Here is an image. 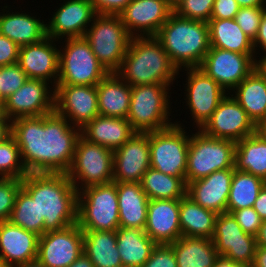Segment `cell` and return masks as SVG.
<instances>
[{
	"label": "cell",
	"mask_w": 266,
	"mask_h": 267,
	"mask_svg": "<svg viewBox=\"0 0 266 267\" xmlns=\"http://www.w3.org/2000/svg\"><path fill=\"white\" fill-rule=\"evenodd\" d=\"M187 71L185 87L186 104L192 114L194 125L200 129L216 110L220 101L229 93L198 67Z\"/></svg>",
	"instance_id": "obj_16"
},
{
	"label": "cell",
	"mask_w": 266,
	"mask_h": 267,
	"mask_svg": "<svg viewBox=\"0 0 266 267\" xmlns=\"http://www.w3.org/2000/svg\"><path fill=\"white\" fill-rule=\"evenodd\" d=\"M256 245L266 247V220L262 221V225L256 235Z\"/></svg>",
	"instance_id": "obj_55"
},
{
	"label": "cell",
	"mask_w": 266,
	"mask_h": 267,
	"mask_svg": "<svg viewBox=\"0 0 266 267\" xmlns=\"http://www.w3.org/2000/svg\"><path fill=\"white\" fill-rule=\"evenodd\" d=\"M69 267H94L90 259L83 252Z\"/></svg>",
	"instance_id": "obj_56"
},
{
	"label": "cell",
	"mask_w": 266,
	"mask_h": 267,
	"mask_svg": "<svg viewBox=\"0 0 266 267\" xmlns=\"http://www.w3.org/2000/svg\"><path fill=\"white\" fill-rule=\"evenodd\" d=\"M236 143L214 138L200 129L192 136L187 154L186 185L217 170L235 168Z\"/></svg>",
	"instance_id": "obj_7"
},
{
	"label": "cell",
	"mask_w": 266,
	"mask_h": 267,
	"mask_svg": "<svg viewBox=\"0 0 266 267\" xmlns=\"http://www.w3.org/2000/svg\"><path fill=\"white\" fill-rule=\"evenodd\" d=\"M38 240V235L9 220L0 222V260L7 267H13L36 259Z\"/></svg>",
	"instance_id": "obj_25"
},
{
	"label": "cell",
	"mask_w": 266,
	"mask_h": 267,
	"mask_svg": "<svg viewBox=\"0 0 266 267\" xmlns=\"http://www.w3.org/2000/svg\"><path fill=\"white\" fill-rule=\"evenodd\" d=\"M40 79H28L3 101V114L11 121L20 117H38L54 112V88Z\"/></svg>",
	"instance_id": "obj_15"
},
{
	"label": "cell",
	"mask_w": 266,
	"mask_h": 267,
	"mask_svg": "<svg viewBox=\"0 0 266 267\" xmlns=\"http://www.w3.org/2000/svg\"><path fill=\"white\" fill-rule=\"evenodd\" d=\"M22 179L0 178V222L10 218Z\"/></svg>",
	"instance_id": "obj_42"
},
{
	"label": "cell",
	"mask_w": 266,
	"mask_h": 267,
	"mask_svg": "<svg viewBox=\"0 0 266 267\" xmlns=\"http://www.w3.org/2000/svg\"><path fill=\"white\" fill-rule=\"evenodd\" d=\"M83 252L94 267L122 265L117 251L116 231L83 230Z\"/></svg>",
	"instance_id": "obj_32"
},
{
	"label": "cell",
	"mask_w": 266,
	"mask_h": 267,
	"mask_svg": "<svg viewBox=\"0 0 266 267\" xmlns=\"http://www.w3.org/2000/svg\"><path fill=\"white\" fill-rule=\"evenodd\" d=\"M99 115L127 119L131 86L117 73H109L97 85Z\"/></svg>",
	"instance_id": "obj_28"
},
{
	"label": "cell",
	"mask_w": 266,
	"mask_h": 267,
	"mask_svg": "<svg viewBox=\"0 0 266 267\" xmlns=\"http://www.w3.org/2000/svg\"><path fill=\"white\" fill-rule=\"evenodd\" d=\"M96 14L119 15L132 0H90Z\"/></svg>",
	"instance_id": "obj_48"
},
{
	"label": "cell",
	"mask_w": 266,
	"mask_h": 267,
	"mask_svg": "<svg viewBox=\"0 0 266 267\" xmlns=\"http://www.w3.org/2000/svg\"><path fill=\"white\" fill-rule=\"evenodd\" d=\"M55 111L12 120L11 135L28 173H67L74 159L81 129Z\"/></svg>",
	"instance_id": "obj_1"
},
{
	"label": "cell",
	"mask_w": 266,
	"mask_h": 267,
	"mask_svg": "<svg viewBox=\"0 0 266 267\" xmlns=\"http://www.w3.org/2000/svg\"><path fill=\"white\" fill-rule=\"evenodd\" d=\"M239 8L236 0H215L210 19H235Z\"/></svg>",
	"instance_id": "obj_49"
},
{
	"label": "cell",
	"mask_w": 266,
	"mask_h": 267,
	"mask_svg": "<svg viewBox=\"0 0 266 267\" xmlns=\"http://www.w3.org/2000/svg\"><path fill=\"white\" fill-rule=\"evenodd\" d=\"M256 133L266 141V118L256 125Z\"/></svg>",
	"instance_id": "obj_59"
},
{
	"label": "cell",
	"mask_w": 266,
	"mask_h": 267,
	"mask_svg": "<svg viewBox=\"0 0 266 267\" xmlns=\"http://www.w3.org/2000/svg\"><path fill=\"white\" fill-rule=\"evenodd\" d=\"M173 12L165 0H132L119 16L132 37H147L156 36Z\"/></svg>",
	"instance_id": "obj_20"
},
{
	"label": "cell",
	"mask_w": 266,
	"mask_h": 267,
	"mask_svg": "<svg viewBox=\"0 0 266 267\" xmlns=\"http://www.w3.org/2000/svg\"><path fill=\"white\" fill-rule=\"evenodd\" d=\"M253 209L258 213L263 221L266 220V184L259 192V195L254 202Z\"/></svg>",
	"instance_id": "obj_51"
},
{
	"label": "cell",
	"mask_w": 266,
	"mask_h": 267,
	"mask_svg": "<svg viewBox=\"0 0 266 267\" xmlns=\"http://www.w3.org/2000/svg\"><path fill=\"white\" fill-rule=\"evenodd\" d=\"M67 175L78 192L91 185L113 182V151L80 136Z\"/></svg>",
	"instance_id": "obj_11"
},
{
	"label": "cell",
	"mask_w": 266,
	"mask_h": 267,
	"mask_svg": "<svg viewBox=\"0 0 266 267\" xmlns=\"http://www.w3.org/2000/svg\"><path fill=\"white\" fill-rule=\"evenodd\" d=\"M0 13V34L12 40L19 47L34 44L47 37L45 22L27 13Z\"/></svg>",
	"instance_id": "obj_29"
},
{
	"label": "cell",
	"mask_w": 266,
	"mask_h": 267,
	"mask_svg": "<svg viewBox=\"0 0 266 267\" xmlns=\"http://www.w3.org/2000/svg\"><path fill=\"white\" fill-rule=\"evenodd\" d=\"M13 267H46V266L36 258L34 260H31V261L17 264Z\"/></svg>",
	"instance_id": "obj_60"
},
{
	"label": "cell",
	"mask_w": 266,
	"mask_h": 267,
	"mask_svg": "<svg viewBox=\"0 0 266 267\" xmlns=\"http://www.w3.org/2000/svg\"><path fill=\"white\" fill-rule=\"evenodd\" d=\"M84 38L105 69L109 73H116L122 65L132 36L119 15L97 14Z\"/></svg>",
	"instance_id": "obj_6"
},
{
	"label": "cell",
	"mask_w": 266,
	"mask_h": 267,
	"mask_svg": "<svg viewBox=\"0 0 266 267\" xmlns=\"http://www.w3.org/2000/svg\"><path fill=\"white\" fill-rule=\"evenodd\" d=\"M217 213L203 208L185 195L179 199V220L182 236L211 239Z\"/></svg>",
	"instance_id": "obj_33"
},
{
	"label": "cell",
	"mask_w": 266,
	"mask_h": 267,
	"mask_svg": "<svg viewBox=\"0 0 266 267\" xmlns=\"http://www.w3.org/2000/svg\"><path fill=\"white\" fill-rule=\"evenodd\" d=\"M9 221L39 237L44 234V218H39L37 203L22 187L17 193Z\"/></svg>",
	"instance_id": "obj_39"
},
{
	"label": "cell",
	"mask_w": 266,
	"mask_h": 267,
	"mask_svg": "<svg viewBox=\"0 0 266 267\" xmlns=\"http://www.w3.org/2000/svg\"><path fill=\"white\" fill-rule=\"evenodd\" d=\"M140 184L149 200L181 199L187 190V185L180 178L151 167L142 176Z\"/></svg>",
	"instance_id": "obj_38"
},
{
	"label": "cell",
	"mask_w": 266,
	"mask_h": 267,
	"mask_svg": "<svg viewBox=\"0 0 266 267\" xmlns=\"http://www.w3.org/2000/svg\"><path fill=\"white\" fill-rule=\"evenodd\" d=\"M0 267H7V266L4 265V264L2 263V261L0 260Z\"/></svg>",
	"instance_id": "obj_63"
},
{
	"label": "cell",
	"mask_w": 266,
	"mask_h": 267,
	"mask_svg": "<svg viewBox=\"0 0 266 267\" xmlns=\"http://www.w3.org/2000/svg\"><path fill=\"white\" fill-rule=\"evenodd\" d=\"M12 121L5 115L0 118V143L11 136Z\"/></svg>",
	"instance_id": "obj_52"
},
{
	"label": "cell",
	"mask_w": 266,
	"mask_h": 267,
	"mask_svg": "<svg viewBox=\"0 0 266 267\" xmlns=\"http://www.w3.org/2000/svg\"><path fill=\"white\" fill-rule=\"evenodd\" d=\"M155 37L178 70L199 67L210 49L209 24L180 17L175 12Z\"/></svg>",
	"instance_id": "obj_4"
},
{
	"label": "cell",
	"mask_w": 266,
	"mask_h": 267,
	"mask_svg": "<svg viewBox=\"0 0 266 267\" xmlns=\"http://www.w3.org/2000/svg\"><path fill=\"white\" fill-rule=\"evenodd\" d=\"M251 267H266V247L256 246Z\"/></svg>",
	"instance_id": "obj_53"
},
{
	"label": "cell",
	"mask_w": 266,
	"mask_h": 267,
	"mask_svg": "<svg viewBox=\"0 0 266 267\" xmlns=\"http://www.w3.org/2000/svg\"><path fill=\"white\" fill-rule=\"evenodd\" d=\"M51 37L20 47L18 64L28 79H40L52 83L55 88L59 74V48Z\"/></svg>",
	"instance_id": "obj_21"
},
{
	"label": "cell",
	"mask_w": 266,
	"mask_h": 267,
	"mask_svg": "<svg viewBox=\"0 0 266 267\" xmlns=\"http://www.w3.org/2000/svg\"><path fill=\"white\" fill-rule=\"evenodd\" d=\"M77 224L82 230L116 231L119 228L114 182L91 185L78 192Z\"/></svg>",
	"instance_id": "obj_8"
},
{
	"label": "cell",
	"mask_w": 266,
	"mask_h": 267,
	"mask_svg": "<svg viewBox=\"0 0 266 267\" xmlns=\"http://www.w3.org/2000/svg\"><path fill=\"white\" fill-rule=\"evenodd\" d=\"M118 267H135V266L121 265V266H118Z\"/></svg>",
	"instance_id": "obj_64"
},
{
	"label": "cell",
	"mask_w": 266,
	"mask_h": 267,
	"mask_svg": "<svg viewBox=\"0 0 266 267\" xmlns=\"http://www.w3.org/2000/svg\"><path fill=\"white\" fill-rule=\"evenodd\" d=\"M28 77L18 63L0 67V101L17 91Z\"/></svg>",
	"instance_id": "obj_41"
},
{
	"label": "cell",
	"mask_w": 266,
	"mask_h": 267,
	"mask_svg": "<svg viewBox=\"0 0 266 267\" xmlns=\"http://www.w3.org/2000/svg\"><path fill=\"white\" fill-rule=\"evenodd\" d=\"M242 230L248 234L256 236L262 225V219L253 207L243 208L230 212Z\"/></svg>",
	"instance_id": "obj_46"
},
{
	"label": "cell",
	"mask_w": 266,
	"mask_h": 267,
	"mask_svg": "<svg viewBox=\"0 0 266 267\" xmlns=\"http://www.w3.org/2000/svg\"><path fill=\"white\" fill-rule=\"evenodd\" d=\"M47 25V36L54 40L84 37L97 15L90 0H67L55 10Z\"/></svg>",
	"instance_id": "obj_22"
},
{
	"label": "cell",
	"mask_w": 266,
	"mask_h": 267,
	"mask_svg": "<svg viewBox=\"0 0 266 267\" xmlns=\"http://www.w3.org/2000/svg\"><path fill=\"white\" fill-rule=\"evenodd\" d=\"M117 251L122 265L142 267L150 258L156 243L145 233L137 228H122L116 230Z\"/></svg>",
	"instance_id": "obj_34"
},
{
	"label": "cell",
	"mask_w": 266,
	"mask_h": 267,
	"mask_svg": "<svg viewBox=\"0 0 266 267\" xmlns=\"http://www.w3.org/2000/svg\"><path fill=\"white\" fill-rule=\"evenodd\" d=\"M54 111L82 129L99 115L96 86L56 85Z\"/></svg>",
	"instance_id": "obj_14"
},
{
	"label": "cell",
	"mask_w": 266,
	"mask_h": 267,
	"mask_svg": "<svg viewBox=\"0 0 266 267\" xmlns=\"http://www.w3.org/2000/svg\"><path fill=\"white\" fill-rule=\"evenodd\" d=\"M266 11V6L241 7L235 16V21L242 31L252 40L258 33L259 25Z\"/></svg>",
	"instance_id": "obj_44"
},
{
	"label": "cell",
	"mask_w": 266,
	"mask_h": 267,
	"mask_svg": "<svg viewBox=\"0 0 266 267\" xmlns=\"http://www.w3.org/2000/svg\"><path fill=\"white\" fill-rule=\"evenodd\" d=\"M119 206V227L144 230L149 198L140 183L114 182Z\"/></svg>",
	"instance_id": "obj_27"
},
{
	"label": "cell",
	"mask_w": 266,
	"mask_h": 267,
	"mask_svg": "<svg viewBox=\"0 0 266 267\" xmlns=\"http://www.w3.org/2000/svg\"><path fill=\"white\" fill-rule=\"evenodd\" d=\"M239 7L266 6V0H236Z\"/></svg>",
	"instance_id": "obj_57"
},
{
	"label": "cell",
	"mask_w": 266,
	"mask_h": 267,
	"mask_svg": "<svg viewBox=\"0 0 266 267\" xmlns=\"http://www.w3.org/2000/svg\"><path fill=\"white\" fill-rule=\"evenodd\" d=\"M210 47L241 54H255L253 40L238 26L235 19H210Z\"/></svg>",
	"instance_id": "obj_35"
},
{
	"label": "cell",
	"mask_w": 266,
	"mask_h": 267,
	"mask_svg": "<svg viewBox=\"0 0 266 267\" xmlns=\"http://www.w3.org/2000/svg\"><path fill=\"white\" fill-rule=\"evenodd\" d=\"M142 267H177L173 247L170 244H156Z\"/></svg>",
	"instance_id": "obj_45"
},
{
	"label": "cell",
	"mask_w": 266,
	"mask_h": 267,
	"mask_svg": "<svg viewBox=\"0 0 266 267\" xmlns=\"http://www.w3.org/2000/svg\"><path fill=\"white\" fill-rule=\"evenodd\" d=\"M253 47L255 53L256 50H258L259 48L264 51L263 53H266V11L264 12L263 17L261 19L257 36L253 40Z\"/></svg>",
	"instance_id": "obj_50"
},
{
	"label": "cell",
	"mask_w": 266,
	"mask_h": 267,
	"mask_svg": "<svg viewBox=\"0 0 266 267\" xmlns=\"http://www.w3.org/2000/svg\"><path fill=\"white\" fill-rule=\"evenodd\" d=\"M208 136L238 142L256 132V125L233 98L225 96L200 128Z\"/></svg>",
	"instance_id": "obj_17"
},
{
	"label": "cell",
	"mask_w": 266,
	"mask_h": 267,
	"mask_svg": "<svg viewBox=\"0 0 266 267\" xmlns=\"http://www.w3.org/2000/svg\"><path fill=\"white\" fill-rule=\"evenodd\" d=\"M232 91L255 125L266 118V79L256 68Z\"/></svg>",
	"instance_id": "obj_30"
},
{
	"label": "cell",
	"mask_w": 266,
	"mask_h": 267,
	"mask_svg": "<svg viewBox=\"0 0 266 267\" xmlns=\"http://www.w3.org/2000/svg\"><path fill=\"white\" fill-rule=\"evenodd\" d=\"M27 174L22 163L20 149L11 135L0 143V178L23 179Z\"/></svg>",
	"instance_id": "obj_40"
},
{
	"label": "cell",
	"mask_w": 266,
	"mask_h": 267,
	"mask_svg": "<svg viewBox=\"0 0 266 267\" xmlns=\"http://www.w3.org/2000/svg\"><path fill=\"white\" fill-rule=\"evenodd\" d=\"M265 184L262 178L234 168L226 212L253 207Z\"/></svg>",
	"instance_id": "obj_37"
},
{
	"label": "cell",
	"mask_w": 266,
	"mask_h": 267,
	"mask_svg": "<svg viewBox=\"0 0 266 267\" xmlns=\"http://www.w3.org/2000/svg\"><path fill=\"white\" fill-rule=\"evenodd\" d=\"M214 267H246L245 265L236 263L234 261H232L231 259H228L222 255H220L216 262Z\"/></svg>",
	"instance_id": "obj_54"
},
{
	"label": "cell",
	"mask_w": 266,
	"mask_h": 267,
	"mask_svg": "<svg viewBox=\"0 0 266 267\" xmlns=\"http://www.w3.org/2000/svg\"><path fill=\"white\" fill-rule=\"evenodd\" d=\"M177 260V267H214L220 256L212 239L181 236L170 244Z\"/></svg>",
	"instance_id": "obj_31"
},
{
	"label": "cell",
	"mask_w": 266,
	"mask_h": 267,
	"mask_svg": "<svg viewBox=\"0 0 266 267\" xmlns=\"http://www.w3.org/2000/svg\"><path fill=\"white\" fill-rule=\"evenodd\" d=\"M136 131L125 118L96 116L81 129V136L91 143L114 151L130 139Z\"/></svg>",
	"instance_id": "obj_26"
},
{
	"label": "cell",
	"mask_w": 266,
	"mask_h": 267,
	"mask_svg": "<svg viewBox=\"0 0 266 267\" xmlns=\"http://www.w3.org/2000/svg\"><path fill=\"white\" fill-rule=\"evenodd\" d=\"M131 87L173 84L179 70L155 36L132 37L120 69L116 72Z\"/></svg>",
	"instance_id": "obj_3"
},
{
	"label": "cell",
	"mask_w": 266,
	"mask_h": 267,
	"mask_svg": "<svg viewBox=\"0 0 266 267\" xmlns=\"http://www.w3.org/2000/svg\"><path fill=\"white\" fill-rule=\"evenodd\" d=\"M234 168L217 170L209 176L189 182L186 195L195 203L217 214L226 212Z\"/></svg>",
	"instance_id": "obj_23"
},
{
	"label": "cell",
	"mask_w": 266,
	"mask_h": 267,
	"mask_svg": "<svg viewBox=\"0 0 266 267\" xmlns=\"http://www.w3.org/2000/svg\"><path fill=\"white\" fill-rule=\"evenodd\" d=\"M149 168V132H136L113 151V182L140 183Z\"/></svg>",
	"instance_id": "obj_19"
},
{
	"label": "cell",
	"mask_w": 266,
	"mask_h": 267,
	"mask_svg": "<svg viewBox=\"0 0 266 267\" xmlns=\"http://www.w3.org/2000/svg\"><path fill=\"white\" fill-rule=\"evenodd\" d=\"M256 69L266 79V53L260 60L256 59Z\"/></svg>",
	"instance_id": "obj_58"
},
{
	"label": "cell",
	"mask_w": 266,
	"mask_h": 267,
	"mask_svg": "<svg viewBox=\"0 0 266 267\" xmlns=\"http://www.w3.org/2000/svg\"><path fill=\"white\" fill-rule=\"evenodd\" d=\"M169 85L144 84L131 87L127 120L136 132L148 133L165 129L170 122Z\"/></svg>",
	"instance_id": "obj_5"
},
{
	"label": "cell",
	"mask_w": 266,
	"mask_h": 267,
	"mask_svg": "<svg viewBox=\"0 0 266 267\" xmlns=\"http://www.w3.org/2000/svg\"><path fill=\"white\" fill-rule=\"evenodd\" d=\"M212 241L219 255L251 267L256 250V236L242 230L231 213L218 214Z\"/></svg>",
	"instance_id": "obj_13"
},
{
	"label": "cell",
	"mask_w": 266,
	"mask_h": 267,
	"mask_svg": "<svg viewBox=\"0 0 266 267\" xmlns=\"http://www.w3.org/2000/svg\"><path fill=\"white\" fill-rule=\"evenodd\" d=\"M256 54H241L210 47L198 67L227 92L237 87L255 68Z\"/></svg>",
	"instance_id": "obj_12"
},
{
	"label": "cell",
	"mask_w": 266,
	"mask_h": 267,
	"mask_svg": "<svg viewBox=\"0 0 266 267\" xmlns=\"http://www.w3.org/2000/svg\"><path fill=\"white\" fill-rule=\"evenodd\" d=\"M189 143L190 136L177 121L165 129L149 132L150 167L186 184Z\"/></svg>",
	"instance_id": "obj_10"
},
{
	"label": "cell",
	"mask_w": 266,
	"mask_h": 267,
	"mask_svg": "<svg viewBox=\"0 0 266 267\" xmlns=\"http://www.w3.org/2000/svg\"><path fill=\"white\" fill-rule=\"evenodd\" d=\"M167 5L173 10L175 11L178 6L183 2V0H165Z\"/></svg>",
	"instance_id": "obj_61"
},
{
	"label": "cell",
	"mask_w": 266,
	"mask_h": 267,
	"mask_svg": "<svg viewBox=\"0 0 266 267\" xmlns=\"http://www.w3.org/2000/svg\"><path fill=\"white\" fill-rule=\"evenodd\" d=\"M144 231L156 244H172L180 238L179 199L149 200Z\"/></svg>",
	"instance_id": "obj_24"
},
{
	"label": "cell",
	"mask_w": 266,
	"mask_h": 267,
	"mask_svg": "<svg viewBox=\"0 0 266 267\" xmlns=\"http://www.w3.org/2000/svg\"><path fill=\"white\" fill-rule=\"evenodd\" d=\"M3 102L0 101V118L3 116Z\"/></svg>",
	"instance_id": "obj_62"
},
{
	"label": "cell",
	"mask_w": 266,
	"mask_h": 267,
	"mask_svg": "<svg viewBox=\"0 0 266 267\" xmlns=\"http://www.w3.org/2000/svg\"><path fill=\"white\" fill-rule=\"evenodd\" d=\"M22 188L36 201L44 234L77 223L78 191L67 173H28Z\"/></svg>",
	"instance_id": "obj_2"
},
{
	"label": "cell",
	"mask_w": 266,
	"mask_h": 267,
	"mask_svg": "<svg viewBox=\"0 0 266 267\" xmlns=\"http://www.w3.org/2000/svg\"><path fill=\"white\" fill-rule=\"evenodd\" d=\"M234 167L266 181V141L256 132L236 142Z\"/></svg>",
	"instance_id": "obj_36"
},
{
	"label": "cell",
	"mask_w": 266,
	"mask_h": 267,
	"mask_svg": "<svg viewBox=\"0 0 266 267\" xmlns=\"http://www.w3.org/2000/svg\"><path fill=\"white\" fill-rule=\"evenodd\" d=\"M64 42L59 50L57 85L96 86L109 74L84 37L65 38Z\"/></svg>",
	"instance_id": "obj_9"
},
{
	"label": "cell",
	"mask_w": 266,
	"mask_h": 267,
	"mask_svg": "<svg viewBox=\"0 0 266 267\" xmlns=\"http://www.w3.org/2000/svg\"><path fill=\"white\" fill-rule=\"evenodd\" d=\"M20 47L0 34V67L18 63Z\"/></svg>",
	"instance_id": "obj_47"
},
{
	"label": "cell",
	"mask_w": 266,
	"mask_h": 267,
	"mask_svg": "<svg viewBox=\"0 0 266 267\" xmlns=\"http://www.w3.org/2000/svg\"><path fill=\"white\" fill-rule=\"evenodd\" d=\"M82 253L83 230L77 223L39 237L37 259L46 267H69Z\"/></svg>",
	"instance_id": "obj_18"
},
{
	"label": "cell",
	"mask_w": 266,
	"mask_h": 267,
	"mask_svg": "<svg viewBox=\"0 0 266 267\" xmlns=\"http://www.w3.org/2000/svg\"><path fill=\"white\" fill-rule=\"evenodd\" d=\"M215 0H183L174 11L178 16L208 23Z\"/></svg>",
	"instance_id": "obj_43"
}]
</instances>
